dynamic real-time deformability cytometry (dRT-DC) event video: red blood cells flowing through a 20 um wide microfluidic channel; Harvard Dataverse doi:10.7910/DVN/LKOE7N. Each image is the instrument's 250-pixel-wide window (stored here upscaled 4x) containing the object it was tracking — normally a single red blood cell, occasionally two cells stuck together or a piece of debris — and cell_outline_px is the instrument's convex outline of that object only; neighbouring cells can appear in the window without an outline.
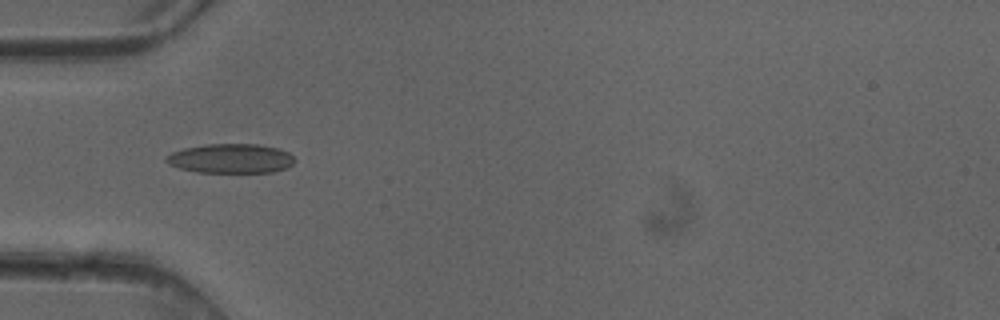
{"species": "common noctule bat (a hibernating species)", "species_latin": "Nyctalus noctula", "temperature_condition": "cold", "stored_images_in_passage": 8, "camera_frame_rate_fps": 3000, "um_per_image_px": 0.085, "animal": {"sex": "female"}, "frame": {"image": 1, "passage_image": 5, "time_ms": 1.333, "image_size_px": [1000, 320], "cell_outline_px": [[296, 160], [288, 168], [272, 172], [196, 172], [180, 168], [168, 164], [164, 160], [164, 156], [172, 152], [184, 148], [204, 144], [256, 144], [280, 148], [288, 152]], "centroid_in_image_um": [19.61, 13.47], "position_along_channel_um": 65.4, "area_um2": 22.2}}
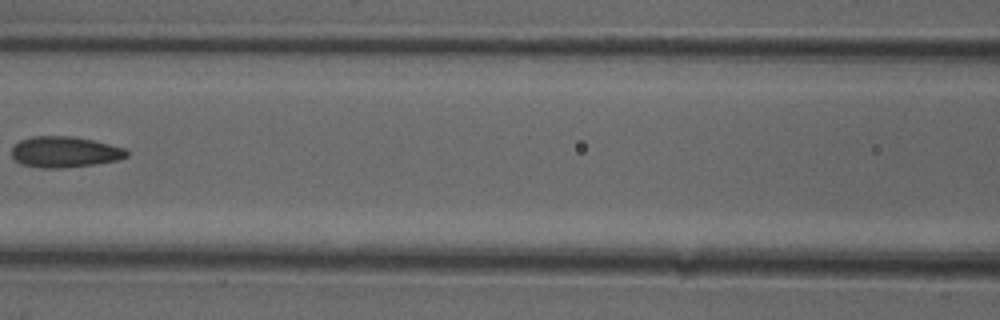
{"frame": {"image": 2, "passage_image": 7, "time_ms": 2.0, "image_size_px": [1000, 320], "cell_outline_px": [[128, 156], [120, 160], [92, 164], [60, 168], [40, 168], [20, 164], [12, 156], [12, 148], [20, 140], [32, 136], [72, 136], [92, 140], [124, 148], [128, 152]], "centroid_in_image_um": [5.48, 12.92], "position_along_channel_um": 161.1, "area_um2": 20.63}}
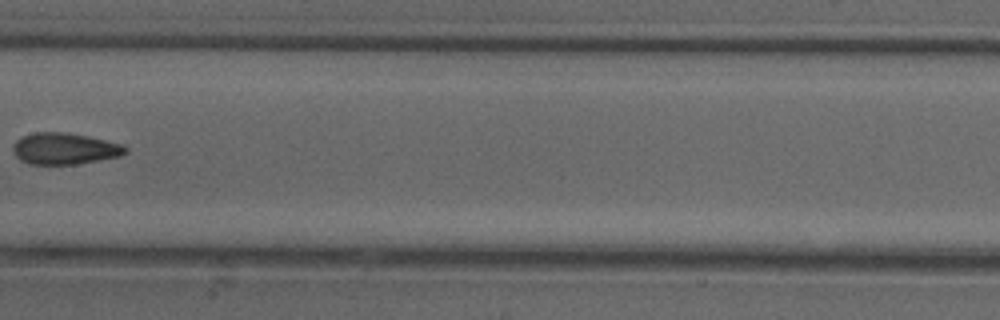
{"frame": {"image": 3, "passage_image": 8, "time_ms": 2.333, "image_size_px": [1000, 320], "cell_outline_px": [[128, 152], [120, 156], [76, 164], [28, 164], [20, 160], [12, 152], [12, 148], [16, 140], [24, 136], [36, 132], [60, 132], [88, 136], [124, 144], [128, 148]], "centroid_in_image_um": [5.5, 12.64], "position_along_channel_um": 201.9, "area_um2": 20.63}}